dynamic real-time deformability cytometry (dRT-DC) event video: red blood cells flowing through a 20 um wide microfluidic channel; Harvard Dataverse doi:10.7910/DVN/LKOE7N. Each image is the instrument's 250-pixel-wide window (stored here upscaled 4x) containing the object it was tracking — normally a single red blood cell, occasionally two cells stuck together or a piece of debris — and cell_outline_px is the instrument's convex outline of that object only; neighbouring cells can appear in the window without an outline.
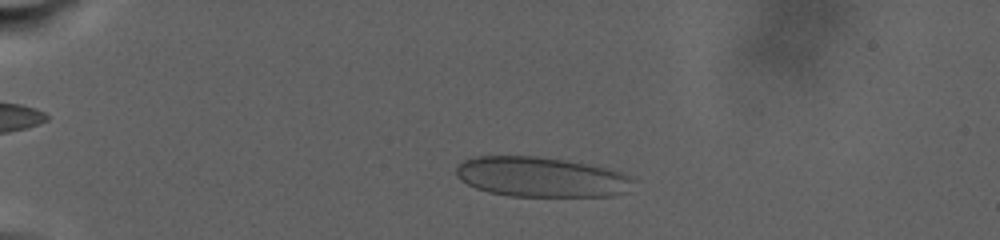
{"species": "human", "species_latin": "Homo sapiens", "temperature_condition": "warm", "stored_images_in_passage": 53, "camera_frame_rate_fps": 3000, "um_per_image_px": 0.085, "donor": {"sex": "male"}, "frame": {"image": 1, "passage_image": 1, "time_ms": 0.0, "image_size_px": [1000, 240], "cell_outline_px": [[636, 180], [628, 192], [612, 196], [508, 196], [488, 192], [476, 188], [460, 180], [456, 176], [456, 168], [464, 160], [476, 156], [536, 156], [564, 160], [588, 164], [608, 168], [620, 172]], "centroid_in_image_um": [46.01, 15.05], "position_along_channel_um": 39.0, "area_um2": 41.44}}
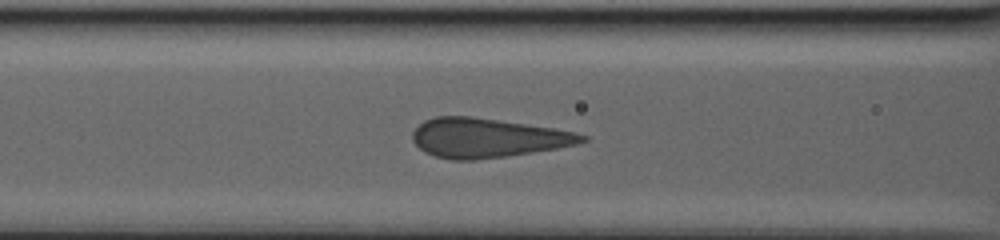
{"frame": {"image": 2, "passage_image": 37, "time_ms": 6.0, "image_size_px": [1000, 240], "cell_outline_px": [[588, 140], [576, 144], [556, 148], [508, 156], [472, 160], [452, 160], [436, 156], [424, 152], [412, 140], [412, 132], [424, 120], [436, 116], [472, 116], [552, 128], [576, 132], [588, 136]], "centroid_in_image_um": [41.4, 11.72], "position_along_channel_um": 125.2, "area_um2": 38.61}}
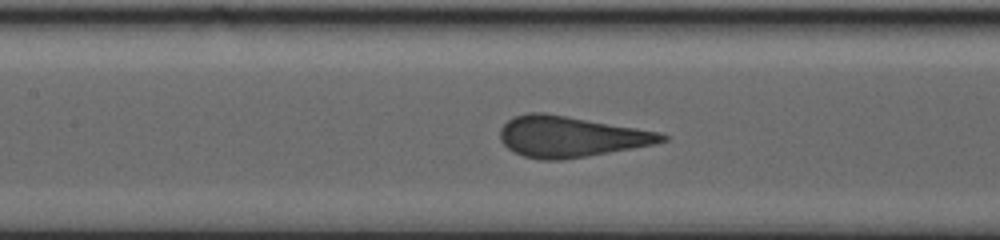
{"frame": {"image": 3, "passage_image": 44, "time_ms": 7.333, "image_size_px": [1000, 240], "cell_outline_px": [[668, 140], [656, 144], [588, 156], [560, 160], [540, 160], [524, 156], [512, 152], [500, 140], [500, 128], [508, 120], [516, 116], [528, 112], [544, 112], [660, 132], [668, 136]], "centroid_in_image_um": [48.49, 11.62], "position_along_channel_um": 158.9, "area_um2": 38.55}}